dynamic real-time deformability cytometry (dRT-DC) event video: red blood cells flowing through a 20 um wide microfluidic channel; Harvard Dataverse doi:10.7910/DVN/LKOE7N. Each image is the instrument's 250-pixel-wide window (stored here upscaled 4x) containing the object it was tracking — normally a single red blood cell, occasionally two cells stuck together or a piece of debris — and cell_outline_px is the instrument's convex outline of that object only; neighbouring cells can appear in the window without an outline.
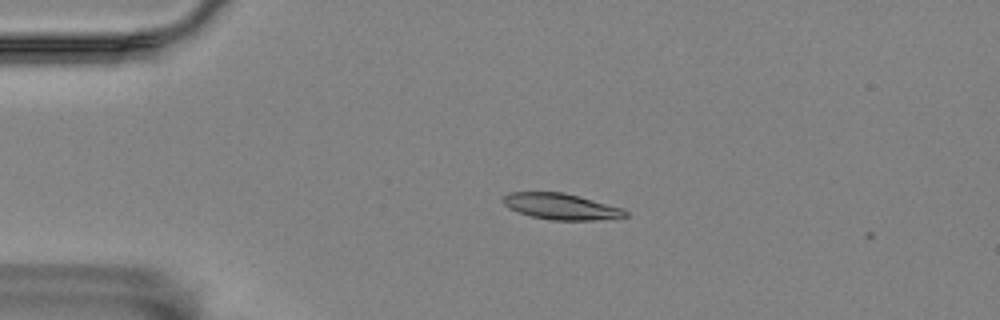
{"species": "Egyptian fruit bat (a non-hibernating species)", "species_latin": "Rousettus aegyptiacus", "temperature_condition": "room temperature", "stored_images_in_passage": 3, "camera_frame_rate_fps": 3000, "um_per_image_px": 0.085, "animal": {"sex": "female"}, "frame": {"image": 1, "passage_image": 2, "time_ms": 0.333, "image_size_px": [1000, 320], "cell_outline_px": [[628, 216], [592, 220], [548, 220], [532, 216], [508, 208], [500, 200], [508, 192], [564, 192], [580, 196], [624, 208], [628, 212]], "centroid_in_image_um": [47.68, 17.54], "position_along_channel_um": 37.3, "area_um2": 18.67}}